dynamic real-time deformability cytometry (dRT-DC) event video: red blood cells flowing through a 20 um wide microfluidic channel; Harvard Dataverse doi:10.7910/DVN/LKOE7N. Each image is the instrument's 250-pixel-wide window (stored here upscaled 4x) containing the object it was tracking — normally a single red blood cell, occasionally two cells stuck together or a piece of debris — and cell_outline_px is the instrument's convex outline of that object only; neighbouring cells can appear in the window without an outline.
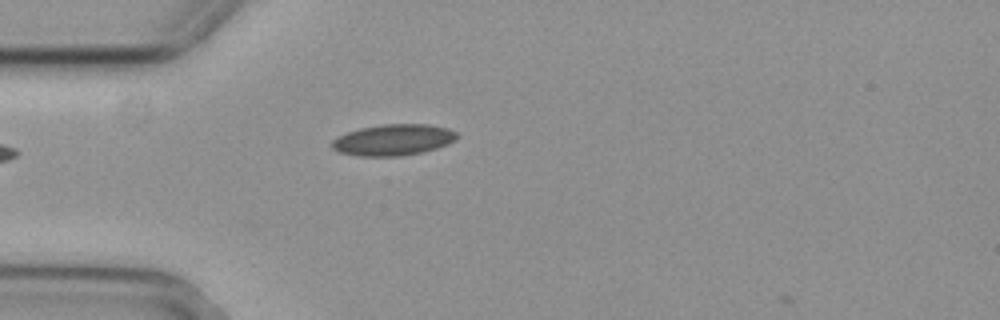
{"species": "common noctule bat (a hibernating species)", "species_latin": "Nyctalus noctula", "temperature_condition": "cold", "stored_images_in_passage": 2, "camera_frame_rate_fps": 3000, "um_per_image_px": 0.085, "animal": {"sex": "female", "body_mass_g": 29.2, "forearm_length_mm": 56.3}, "frame": {"image": 1, "passage_image": 1, "time_ms": 0.0, "image_size_px": [1000, 320], "cell_outline_px": [[460, 136], [448, 144], [436, 148], [420, 152], [400, 156], [360, 156], [340, 152], [332, 148], [332, 140], [336, 136], [360, 128], [380, 124], [428, 124], [448, 128], [456, 132]], "centroid_in_image_um": [33.43, 11.88], "position_along_channel_um": 51.6, "area_um2": 22.72}}